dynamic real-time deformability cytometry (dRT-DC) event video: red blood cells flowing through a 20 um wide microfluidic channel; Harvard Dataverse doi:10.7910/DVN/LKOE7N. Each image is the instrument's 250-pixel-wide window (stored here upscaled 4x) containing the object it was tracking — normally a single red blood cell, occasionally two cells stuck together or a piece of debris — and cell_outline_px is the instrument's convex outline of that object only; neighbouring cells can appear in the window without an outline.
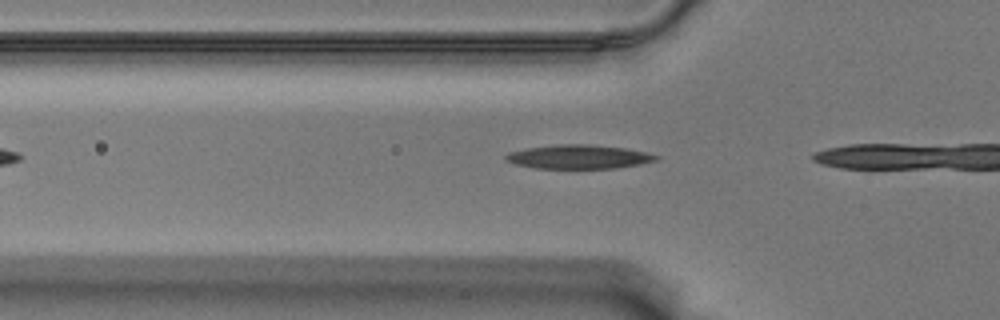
{"species": "Egyptian fruit bat (a non-hibernating species)", "species_latin": "Rousettus aegyptiacus", "temperature_condition": "warm", "stored_images_in_passage": 8, "camera_frame_rate_fps": 3000, "um_per_image_px": 0.085, "animal": {"sex": "male"}, "frame": {"image": 1, "passage_image": 3, "time_ms": 0.667, "image_size_px": [1000, 320], "cell_outline_px": [[660, 160], [640, 164], [616, 168], [536, 168], [516, 164], [504, 160], [504, 156], [508, 152], [528, 148], [556, 144], [588, 144], [624, 148], [644, 152], [660, 156]], "centroid_in_image_um": [49.19, 13.33], "position_along_channel_um": 76.6, "area_um2": 20.92}}
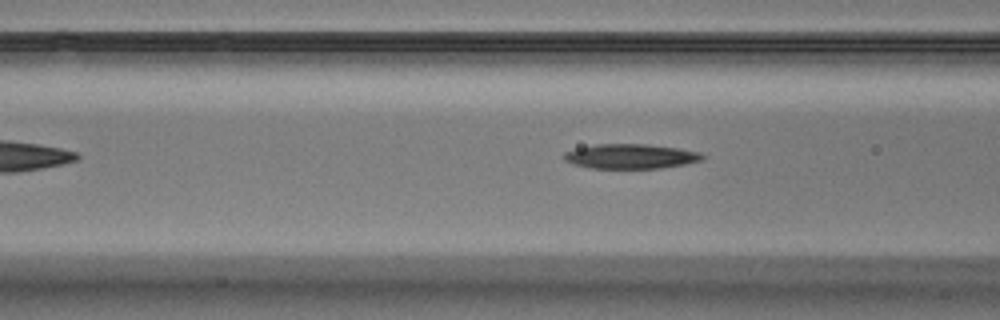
{"frame": {"image": 2, "passage_image": 6, "time_ms": 1.667, "image_size_px": [1000, 320], "cell_outline_px": [[708, 156], [704, 160], [684, 164], [660, 168], [588, 168], [572, 164], [564, 160], [564, 152], [576, 148], [596, 144], [648, 144], [676, 148], [700, 152]], "centroid_in_image_um": [53.61, 13.29], "position_along_channel_um": 113.0, "area_um2": 20.06}}